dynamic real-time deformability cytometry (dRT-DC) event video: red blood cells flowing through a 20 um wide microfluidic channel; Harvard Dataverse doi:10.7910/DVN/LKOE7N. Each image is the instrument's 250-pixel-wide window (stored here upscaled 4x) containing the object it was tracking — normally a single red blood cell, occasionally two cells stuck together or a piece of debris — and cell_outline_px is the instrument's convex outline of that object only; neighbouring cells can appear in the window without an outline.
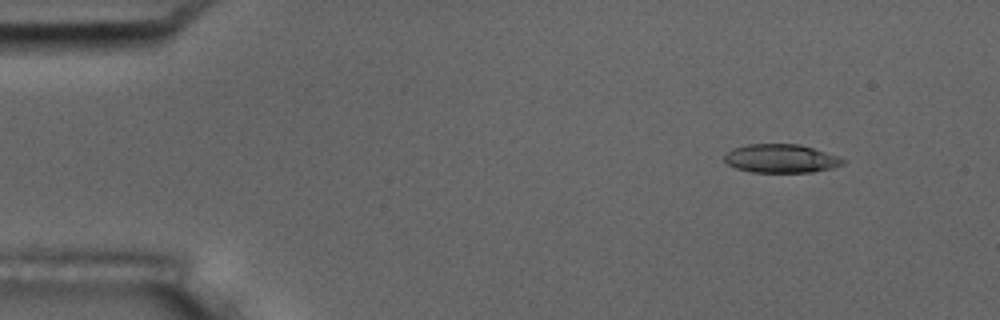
{"species": "common noctule bat (a hibernating species)", "species_latin": "Nyctalus noctula", "temperature_condition": "room temperature", "stored_images_in_passage": 4, "camera_frame_rate_fps": 3000, "um_per_image_px": 0.085, "animal": {"sex": "male", "body_mass_g": 17.5, "forearm_length_mm": 52.3}, "frame": {"image": 1, "passage_image": 1, "time_ms": 0.0, "image_size_px": [1000, 320], "cell_outline_px": [[848, 160], [844, 164], [832, 168], [812, 172], [752, 172], [736, 168], [728, 164], [724, 160], [724, 156], [732, 148], [748, 144], [800, 144]], "centroid_in_image_um": [66.38, 13.47], "position_along_channel_um": 18.6, "area_um2": 19.65}}
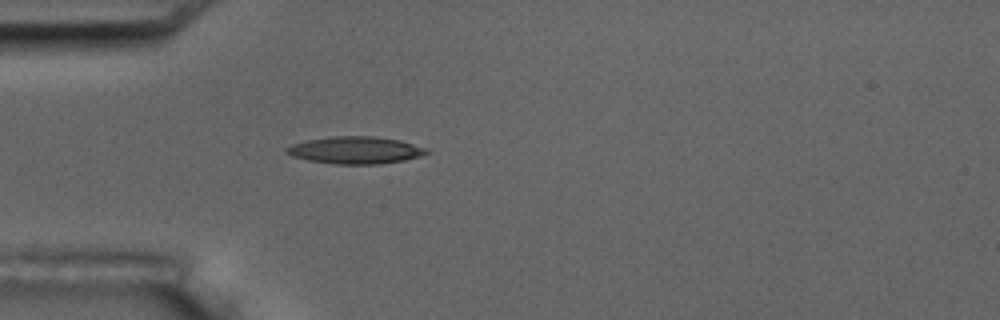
{"frame": {"image": 2, "passage_image": 4, "time_ms": 3.333, "image_size_px": [1000, 320], "cell_outline_px": [[432, 152], [420, 156], [404, 160], [380, 164], [336, 164], [308, 160], [292, 156], [284, 152], [284, 148], [292, 144], [308, 140], [332, 136], [372, 136], [400, 140], [428, 148]], "centroid_in_image_um": [30.23, 12.76], "position_along_channel_um": 54.8, "area_um2": 22.31}}